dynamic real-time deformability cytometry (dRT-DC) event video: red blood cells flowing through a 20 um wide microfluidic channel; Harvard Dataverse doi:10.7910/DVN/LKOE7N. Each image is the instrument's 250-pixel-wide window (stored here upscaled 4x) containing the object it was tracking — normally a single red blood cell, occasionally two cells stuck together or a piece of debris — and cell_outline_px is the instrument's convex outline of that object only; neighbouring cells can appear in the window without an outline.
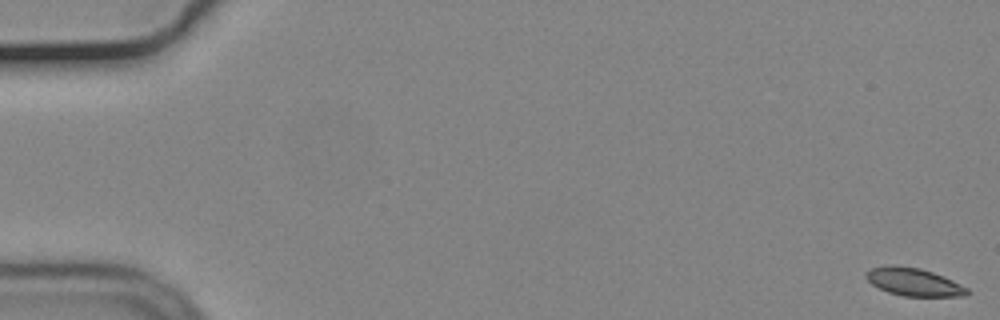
{"species": "common noctule bat (a hibernating species)", "species_latin": "Nyctalus noctula", "temperature_condition": "cold", "stored_images_in_passage": 56, "camera_frame_rate_fps": 3000, "um_per_image_px": 0.085, "animal": {"sex": "male", "body_mass_g": 19.2, "forearm_length_mm": 51.8}, "frame": {"image": 1, "passage_image": 1, "time_ms": 0.0, "image_size_px": [1000, 320], "cell_outline_px": [[968, 292], [964, 296], [904, 296], [888, 292], [872, 284], [864, 276], [864, 272], [872, 268], [892, 264], [920, 268], [944, 276], [968, 288]], "centroid_in_image_um": [77.64, 23.95], "position_along_channel_um": 7.4, "area_um2": 16.36}}
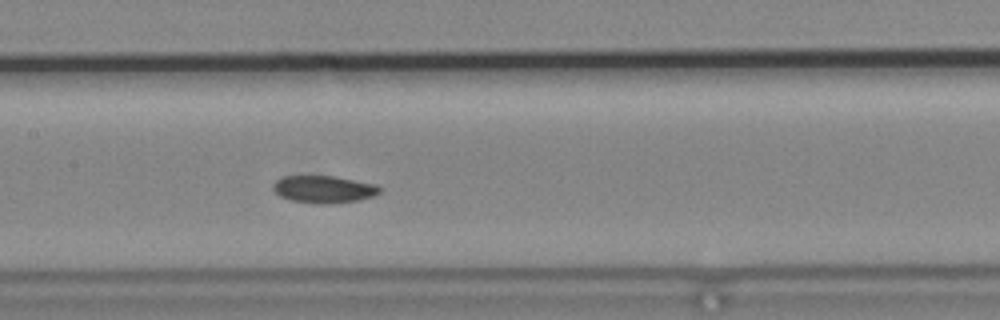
{"frame": {"image": 2, "passage_image": 28, "time_ms": 9.0, "image_size_px": [1000, 320], "cell_outline_px": [[384, 188], [380, 192], [372, 196], [356, 200], [324, 204], [320, 204], [292, 200], [280, 196], [272, 188], [272, 184], [280, 176], [336, 176], [376, 184]], "centroid_in_image_um": [27.52, 16.07], "position_along_channel_um": 179.9, "area_um2": 16.94}}
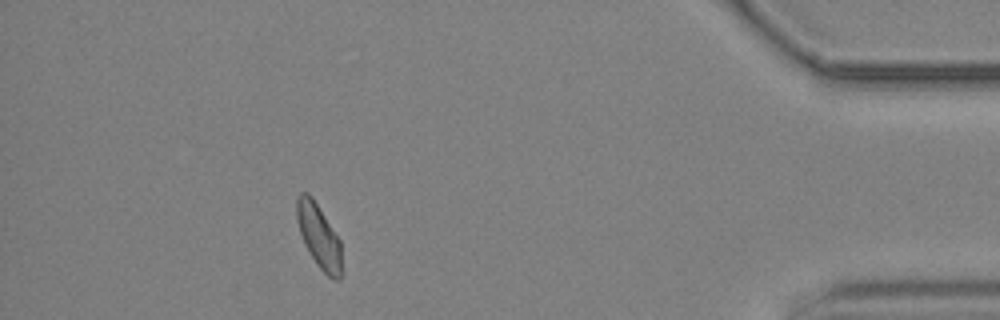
{"frame": {"image": 3, "passage_image": 51, "time_ms": 16.667, "image_size_px": [1000, 320], "cell_outline_px": [[344, 272], [340, 280], [332, 280], [316, 264], [304, 244], [296, 220], [296, 196], [300, 192], [308, 192], [312, 196], [340, 240]], "centroid_in_image_um": [27.13, 20.11], "position_along_channel_um": 408.1, "area_um2": 17.22}}